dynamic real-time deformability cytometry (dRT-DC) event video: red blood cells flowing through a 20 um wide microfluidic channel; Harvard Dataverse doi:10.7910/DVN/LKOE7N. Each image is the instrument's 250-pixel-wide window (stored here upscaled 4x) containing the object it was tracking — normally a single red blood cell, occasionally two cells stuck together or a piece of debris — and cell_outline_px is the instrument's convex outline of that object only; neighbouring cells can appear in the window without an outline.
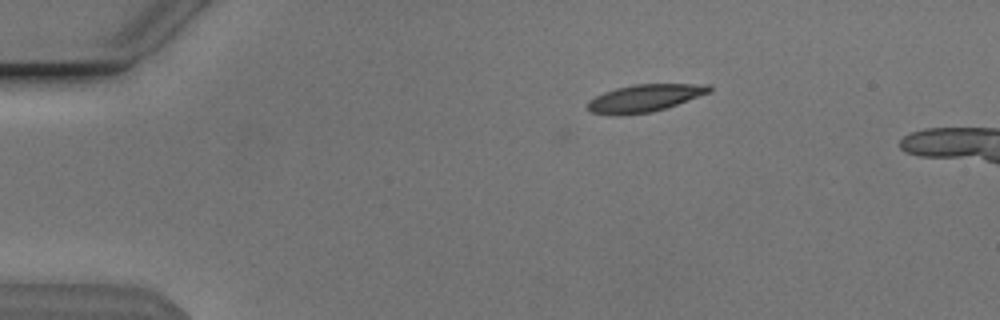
{"species": "Egyptian fruit bat (a non-hibernating species)", "species_latin": "Rousettus aegyptiacus", "temperature_condition": "cold", "stored_images_in_passage": 37, "camera_frame_rate_fps": 3000, "um_per_image_px": 0.085, "animal": {"sex": "male"}, "frame": {"image": 1, "passage_image": 1, "time_ms": 0.0, "image_size_px": [1000, 320], "cell_outline_px": [[712, 92], [652, 112], [616, 116], [592, 112], [588, 108], [588, 100], [604, 92], [616, 88], [632, 84], [708, 84], [712, 88]], "centroid_in_image_um": [54.79, 8.33], "position_along_channel_um": 30.2, "area_um2": 19.36}}
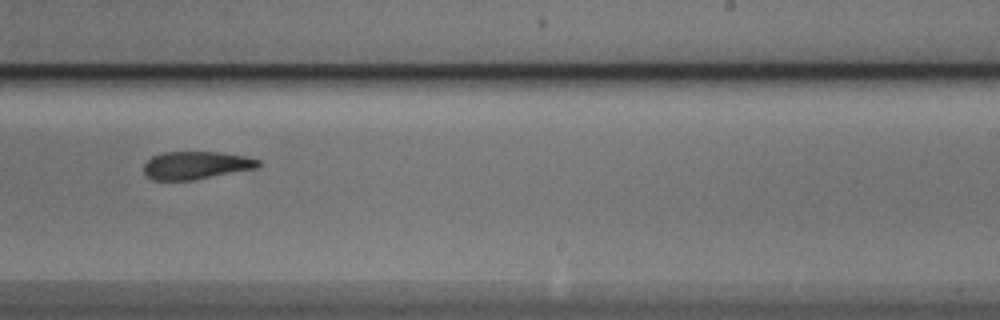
{"frame": {"image": 2, "passage_image": 25, "time_ms": 8.0, "image_size_px": [1000, 320], "cell_outline_px": [[260, 168], [192, 180], [152, 180], [144, 172], [144, 164], [152, 156], [160, 152], [220, 152], [248, 156], [260, 160]], "centroid_in_image_um": [16.7, 14.04], "position_along_channel_um": 272.3, "area_um2": 18.79}}
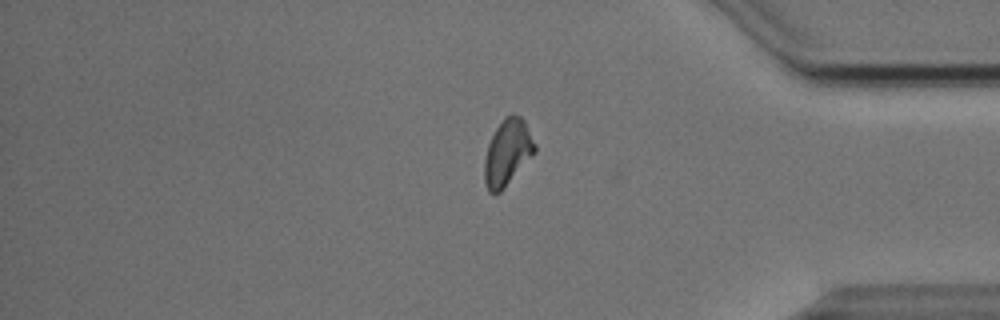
{"frame": {"image": 3, "passage_image": 36, "time_ms": 11.667, "image_size_px": [1000, 320], "cell_outline_px": [[536, 152], [500, 192], [488, 192], [484, 180], [484, 160], [488, 144], [496, 128], [504, 116], [512, 112], [520, 116], [524, 120], [536, 144]], "centroid_in_image_um": [43.14, 12.93], "position_along_channel_um": 392.1, "area_um2": 19.42}, "authors_computed_cell_mechanics": {"area_um2": 19.4786, "velocity_mm_per_s": 3.8373, "shape_relaxation_time_tau1_ms": null, "shape_relaxation_time_tau2_ms": 2.0407, "deformation_change_tau1": null, "deformation_change_tau2": 0.0954}}